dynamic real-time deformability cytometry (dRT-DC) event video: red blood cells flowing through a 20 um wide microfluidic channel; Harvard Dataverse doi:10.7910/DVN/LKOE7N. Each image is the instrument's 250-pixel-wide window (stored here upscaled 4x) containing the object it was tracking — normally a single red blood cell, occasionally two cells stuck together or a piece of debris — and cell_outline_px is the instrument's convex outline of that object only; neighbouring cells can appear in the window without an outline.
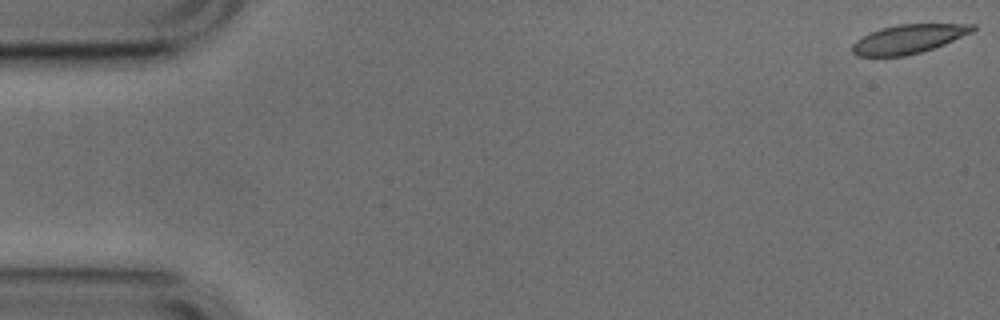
{"species": "common noctule bat (a hibernating species)", "species_latin": "Nyctalus noctula", "temperature_condition": "cold", "stored_images_in_passage": 3, "camera_frame_rate_fps": 3000, "um_per_image_px": 0.085, "animal": {"sex": "male", "body_mass_g": 17.9, "forearm_length_mm": 54.2}, "frame": {"image": 1, "passage_image": 1, "time_ms": 0.0, "image_size_px": [1000, 320], "cell_outline_px": [[976, 28], [972, 32], [944, 44], [920, 52], [904, 56], [856, 56], [852, 52], [852, 44], [856, 40], [880, 28], [896, 24], [976, 24]], "centroid_in_image_um": [77.21, 3.31], "position_along_channel_um": 7.8, "area_um2": 20.11}}